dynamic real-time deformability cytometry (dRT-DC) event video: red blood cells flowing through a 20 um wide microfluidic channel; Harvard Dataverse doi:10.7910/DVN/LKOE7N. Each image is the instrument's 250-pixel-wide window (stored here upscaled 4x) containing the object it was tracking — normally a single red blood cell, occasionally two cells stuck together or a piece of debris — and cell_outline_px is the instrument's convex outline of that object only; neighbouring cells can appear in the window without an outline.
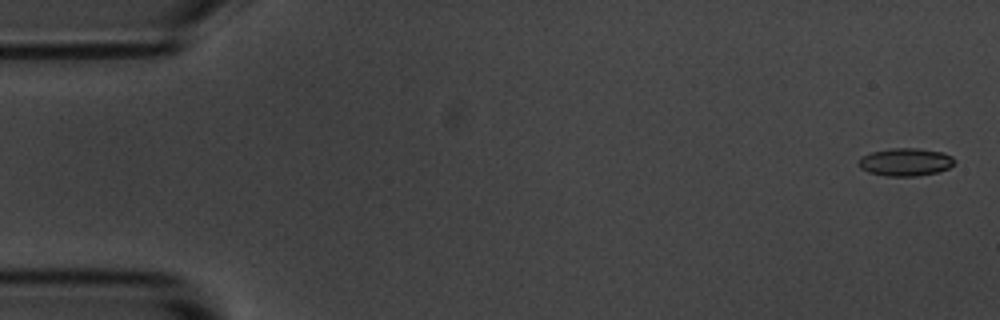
{"species": "common noctule bat (a hibernating species)", "species_latin": "Nyctalus noctula", "temperature_condition": "room temperature", "stored_images_in_passage": 4, "camera_frame_rate_fps": 3000, "um_per_image_px": 0.085, "animal": {"sex": "male", "body_mass_g": 20.1, "forearm_length_mm": 53.5}, "frame": {"image": 1, "passage_image": 1, "time_ms": 0.0, "image_size_px": [1000, 320], "cell_outline_px": [[956, 164], [948, 168], [936, 172], [916, 176], [888, 176], [868, 172], [860, 168], [860, 156], [872, 152], [892, 148], [920, 148], [944, 152], [952, 156], [956, 160]], "centroid_in_image_um": [77.01, 13.76], "position_along_channel_um": 8.0, "area_um2": 15.61}}
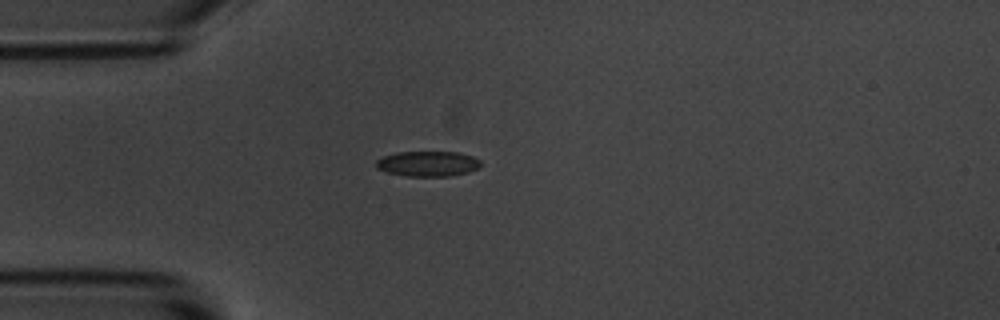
{"frame": {"image": 2, "passage_image": 4, "time_ms": 4.333, "image_size_px": [1000, 320], "cell_outline_px": [[480, 168], [468, 172], [452, 176], [408, 176], [388, 172], [376, 168], [376, 160], [384, 156], [396, 152], [456, 152], [472, 156], [480, 160]], "centroid_in_image_um": [36.38, 13.92], "position_along_channel_um": 48.6, "area_um2": 15.37}}